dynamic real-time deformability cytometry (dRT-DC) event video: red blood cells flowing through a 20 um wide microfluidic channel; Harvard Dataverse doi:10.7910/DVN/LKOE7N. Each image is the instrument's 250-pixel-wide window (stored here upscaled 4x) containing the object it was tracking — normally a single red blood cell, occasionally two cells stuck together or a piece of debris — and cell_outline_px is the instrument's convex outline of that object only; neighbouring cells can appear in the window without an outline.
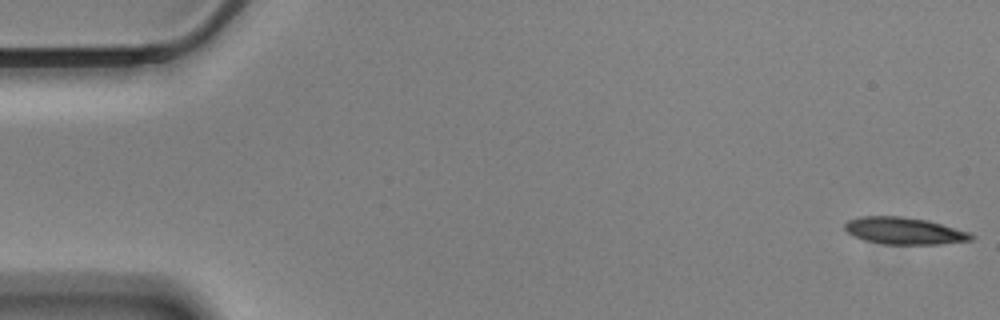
{"species": "Egyptian fruit bat (a non-hibernating species)", "species_latin": "Rousettus aegyptiacus", "temperature_condition": "cold", "stored_images_in_passage": 57, "camera_frame_rate_fps": 3000, "um_per_image_px": 0.085, "animal": {"sex": "male"}, "frame": {"image": 1, "passage_image": 1, "time_ms": 0.0, "image_size_px": [1000, 320], "cell_outline_px": [[976, 236], [972, 240], [940, 244], [884, 244], [864, 240], [852, 236], [844, 228], [844, 224], [848, 220], [860, 216], [900, 216], [928, 220], [968, 232]], "centroid_in_image_um": [76.83, 19.62], "position_along_channel_um": 8.2, "area_um2": 19.88}}
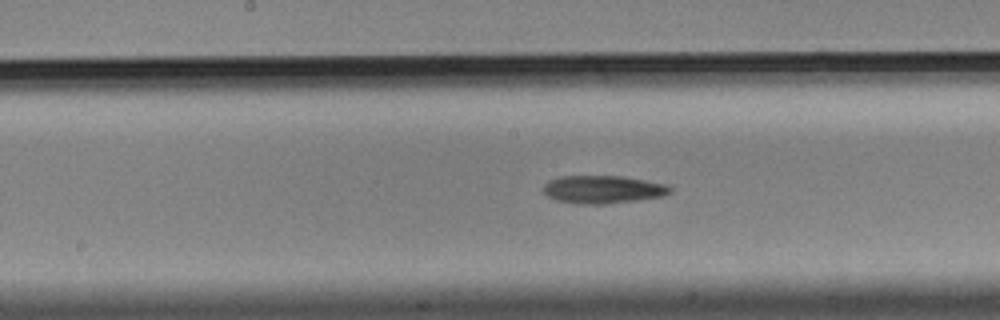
{"frame": {"image": 2, "passage_image": 29, "time_ms": 9.333, "image_size_px": [1000, 320], "cell_outline_px": [[672, 192], [664, 196], [636, 200], [604, 204], [576, 204], [556, 200], [548, 196], [544, 192], [544, 184], [548, 180], [560, 176], [620, 176], [644, 180], [664, 184], [672, 188]], "centroid_in_image_um": [51.23, 16.1], "position_along_channel_um": 197.0, "area_um2": 20.58}}
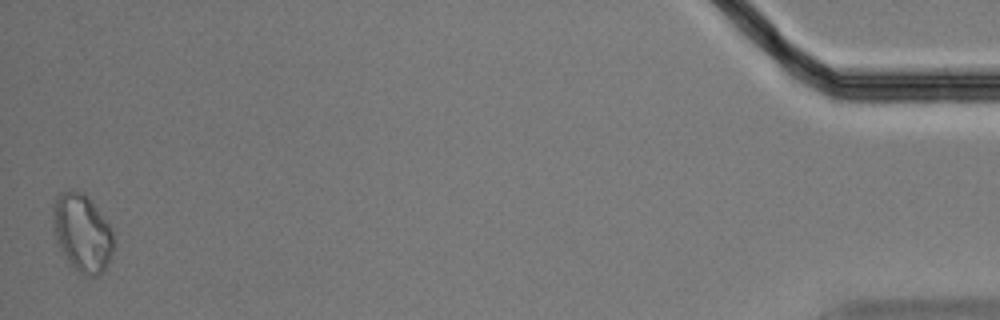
{"frame": {"image": 3, "passage_image": 57, "time_ms": 18.667, "image_size_px": [1000, 320], "cell_outline_px": [[116, 248], [104, 272], [96, 276], [84, 276], [68, 260], [60, 248], [56, 240], [52, 220], [52, 208], [60, 192], [68, 188], [84, 192], [88, 196], [112, 228], [116, 240]], "centroid_in_image_um": [7.04, 19.77], "position_along_channel_um": 428.2, "area_um2": 28.03}, "authors_computed_cell_mechanics": {"area_um2": 20.4034, "velocity_mm_per_s": 3.46, "shape_relaxation_time_tau1_ms": 7.1359, "shape_relaxation_time_tau2_ms": null, "deformation_change_tau1": 0.1512, "deformation_change_tau2": null}}